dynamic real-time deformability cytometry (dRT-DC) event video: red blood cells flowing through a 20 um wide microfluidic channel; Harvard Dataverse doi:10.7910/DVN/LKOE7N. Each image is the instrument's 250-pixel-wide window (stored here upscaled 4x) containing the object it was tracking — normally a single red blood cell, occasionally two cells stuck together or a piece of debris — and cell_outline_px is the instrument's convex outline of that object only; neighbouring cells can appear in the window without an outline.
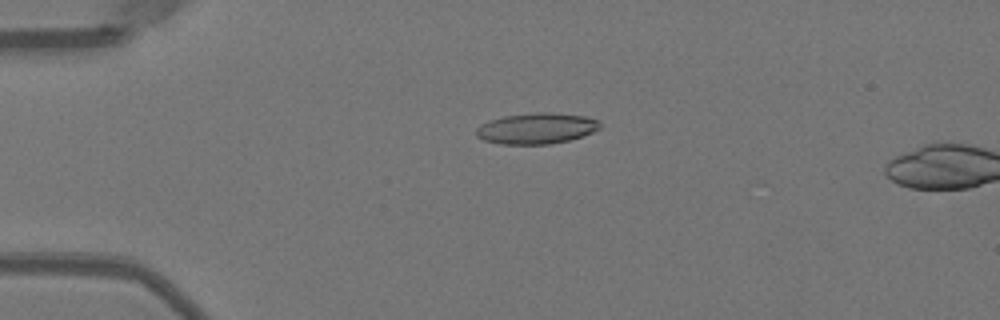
{"species": "Egyptian fruit bat (a non-hibernating species)", "species_latin": "Rousettus aegyptiacus", "temperature_condition": "warm", "stored_images_in_passage": 15, "camera_frame_rate_fps": 3000, "um_per_image_px": 0.085, "animal": {"sex": "female"}, "frame": {"image": 1, "passage_image": 13, "time_ms": 4.0, "image_size_px": [1000, 320], "cell_outline_px": [[600, 128], [592, 132], [568, 140], [548, 144], [500, 144], [484, 140], [476, 136], [476, 128], [480, 124], [488, 120], [504, 116], [536, 112], [552, 112], [584, 116], [600, 120]], "centroid_in_image_um": [45.57, 10.9], "position_along_channel_um": 39.4, "area_um2": 22.31}}